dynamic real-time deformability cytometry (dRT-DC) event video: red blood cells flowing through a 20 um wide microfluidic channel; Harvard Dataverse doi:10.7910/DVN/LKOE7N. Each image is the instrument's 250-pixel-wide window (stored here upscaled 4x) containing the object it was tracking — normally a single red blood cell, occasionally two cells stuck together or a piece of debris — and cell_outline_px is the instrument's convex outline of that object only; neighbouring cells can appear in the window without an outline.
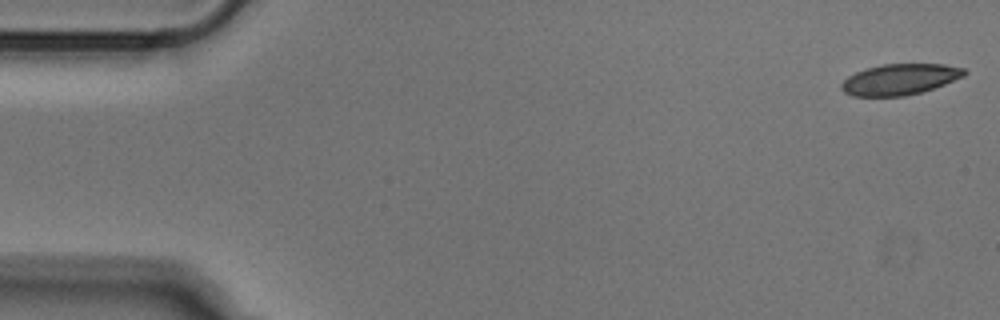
{"species": "Egyptian fruit bat (a non-hibernating species)", "species_latin": "Rousettus aegyptiacus", "temperature_condition": "cold", "stored_images_in_passage": 51, "camera_frame_rate_fps": 3000, "um_per_image_px": 0.085, "animal": {"sex": "male"}, "frame": {"image": 1, "passage_image": 1, "time_ms": 0.0, "image_size_px": [1000, 320], "cell_outline_px": [[968, 72], [964, 76], [944, 84], [920, 92], [904, 96], [852, 96], [844, 92], [840, 88], [840, 84], [848, 76], [856, 72], [868, 68], [884, 64], [944, 64], [964, 68]], "centroid_in_image_um": [76.48, 6.74], "position_along_channel_um": 8.5, "area_um2": 22.02}}
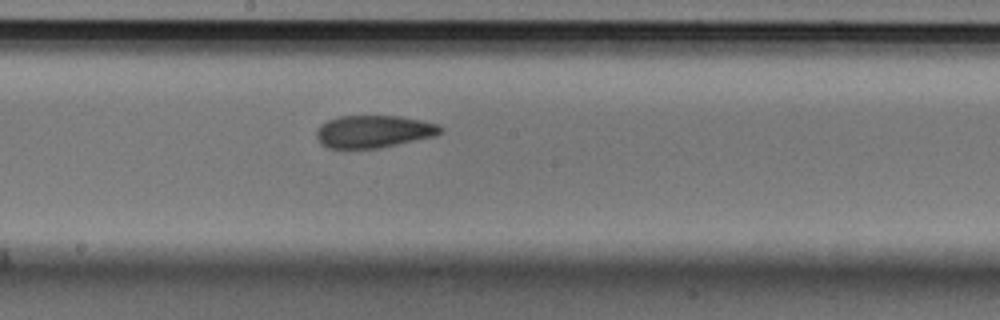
{"frame": {"image": 2, "passage_image": 27, "time_ms": 8.667, "image_size_px": [1000, 320], "cell_outline_px": [[444, 132], [436, 136], [380, 148], [328, 148], [320, 144], [316, 140], [316, 132], [320, 124], [328, 120], [340, 116], [400, 116], [440, 124], [444, 128]], "centroid_in_image_um": [31.78, 11.18], "position_along_channel_um": 216.4, "area_um2": 23.76}}
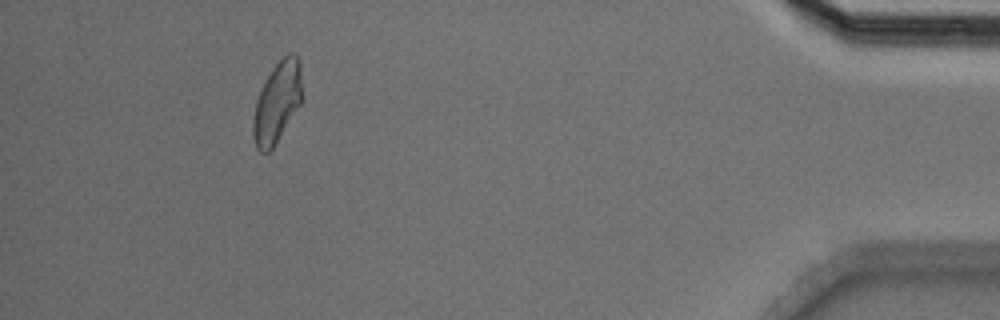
{"frame": {"image": 3, "passage_image": 47, "time_ms": 15.333, "image_size_px": [1000, 320], "cell_outline_px": [[304, 96], [300, 104], [272, 148], [268, 152], [260, 152], [256, 148], [252, 136], [252, 120], [256, 100], [272, 68], [288, 52], [292, 52], [300, 60]], "centroid_in_image_um": [23.57, 8.67], "position_along_channel_um": 411.6, "area_um2": 23.12}}